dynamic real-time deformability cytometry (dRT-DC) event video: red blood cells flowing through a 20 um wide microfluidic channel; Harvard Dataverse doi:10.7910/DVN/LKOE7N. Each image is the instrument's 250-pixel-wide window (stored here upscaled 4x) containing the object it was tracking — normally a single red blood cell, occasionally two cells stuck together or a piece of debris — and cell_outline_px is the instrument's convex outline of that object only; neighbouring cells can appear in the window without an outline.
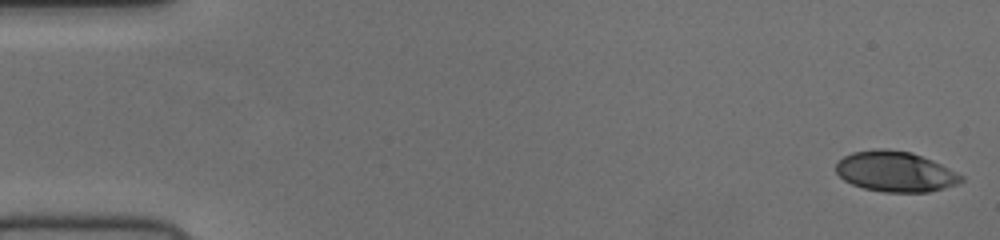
{"species": "human", "species_latin": "Homo sapiens", "temperature_condition": "cold", "stored_images_in_passage": 52, "camera_frame_rate_fps": 3000, "um_per_image_px": 0.085, "donor": {"sex": "female"}, "frame": {"image": 1, "passage_image": 1, "time_ms": 0.0, "image_size_px": [1000, 240], "cell_outline_px": [[964, 180], [956, 184], [944, 188], [928, 192], [884, 192], [864, 188], [852, 184], [844, 180], [836, 172], [836, 164], [844, 156], [852, 152], [880, 148], [884, 148], [912, 152], [932, 160], [964, 176]], "centroid_in_image_um": [76.1, 14.58], "position_along_channel_um": 8.9, "area_um2": 29.42}}
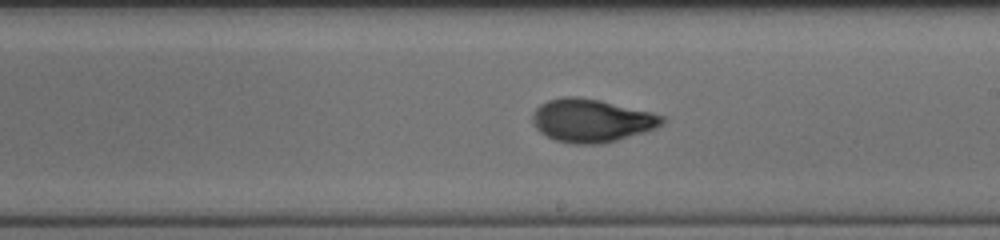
{"frame": {"image": 2, "passage_image": 30, "time_ms": 9.667, "image_size_px": [1000, 240], "cell_outline_px": [[664, 124], [656, 128], [644, 132], [616, 140], [600, 144], [572, 144], [556, 140], [540, 132], [536, 128], [532, 120], [532, 116], [536, 108], [540, 104], [548, 100], [564, 96], [580, 96], [600, 100], [652, 112], [664, 116]], "centroid_in_image_um": [50.28, 10.23], "position_along_channel_um": 238.7, "area_um2": 32.6}}
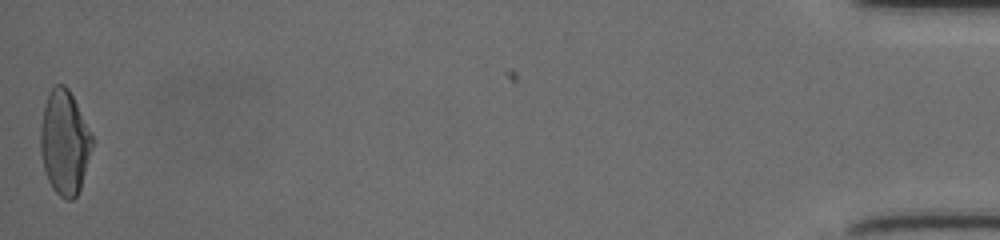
{"frame": {"image": 3, "passage_image": 52, "time_ms": 17.0, "image_size_px": [1000, 240], "cell_outline_px": [[92, 144], [80, 188], [76, 196], [72, 200], [68, 200], [60, 196], [52, 188], [48, 180], [44, 168], [40, 152], [40, 128], [44, 104], [48, 92], [56, 84], [64, 84], [68, 88], [92, 136]], "centroid_in_image_um": [5.44, 12.1], "position_along_channel_um": 429.8, "area_um2": 30.92}}